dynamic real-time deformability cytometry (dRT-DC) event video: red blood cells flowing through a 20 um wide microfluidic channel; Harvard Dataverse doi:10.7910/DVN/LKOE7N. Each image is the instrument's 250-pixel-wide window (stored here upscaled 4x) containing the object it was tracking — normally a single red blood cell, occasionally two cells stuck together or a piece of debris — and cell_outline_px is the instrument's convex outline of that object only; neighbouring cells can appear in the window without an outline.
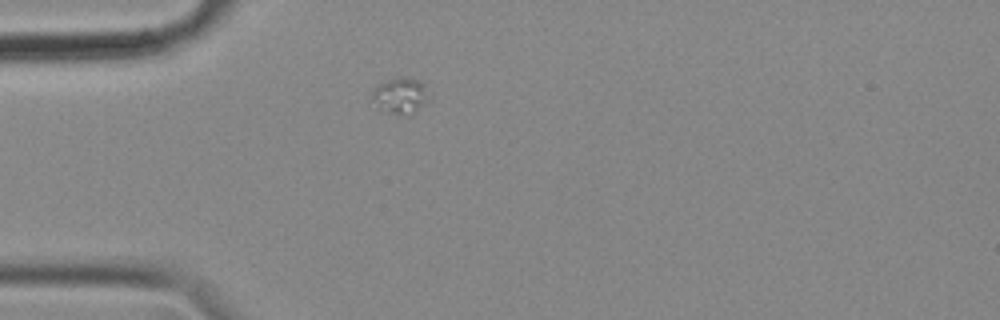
{"species": "common noctule bat (a hibernating species)", "species_latin": "Nyctalus noctula", "temperature_condition": "cold", "stored_images_in_passage": 43, "camera_frame_rate_fps": 3000, "um_per_image_px": 0.085, "animal": {"sex": "female", "body_mass_g": 18.4}, "frame": {"image": 1, "passage_image": 1, "time_ms": 0.0, "image_size_px": [1000, 320], "cell_outline_px": [[432, 100], [412, 116], [408, 116], [388, 112], [376, 108], [368, 100], [372, 92], [380, 84], [396, 76], [400, 76], [420, 80], [424, 84], [432, 96]], "centroid_in_image_um": [34.08, 8.17], "position_along_channel_um": 50.9, "area_um2": 12.83}}
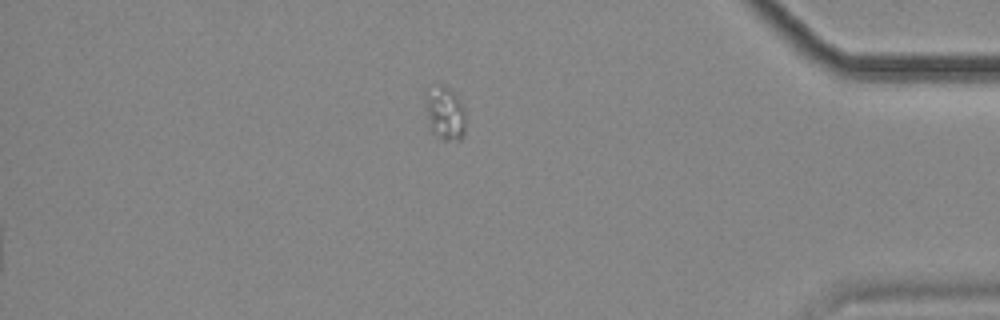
{"frame": {"image": 2, "passage_image": 35, "time_ms": 11.333, "image_size_px": [1000, 320], "cell_outline_px": [[464, 132], [460, 140], [444, 140], [432, 132], [428, 128], [424, 96], [424, 92], [440, 84], [448, 88], [460, 100], [464, 108]], "centroid_in_image_um": [37.78, 9.63], "position_along_channel_um": 397.4, "area_um2": 12.6}}
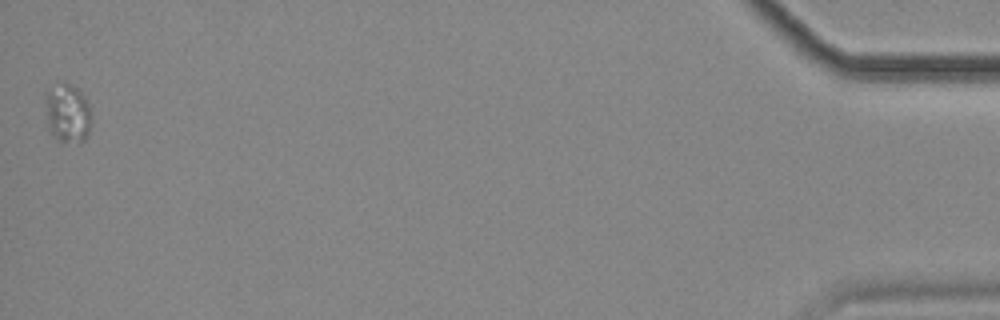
{"frame": {"image": 3, "passage_image": 43, "time_ms": 14.0, "image_size_px": [1000, 320], "cell_outline_px": [[92, 120], [88, 136], [80, 144], [56, 140], [48, 128], [48, 88], [56, 80], [64, 80], [72, 84], [84, 96], [88, 104]], "centroid_in_image_um": [5.78, 9.61], "position_along_channel_um": 429.4, "area_um2": 16.01}}